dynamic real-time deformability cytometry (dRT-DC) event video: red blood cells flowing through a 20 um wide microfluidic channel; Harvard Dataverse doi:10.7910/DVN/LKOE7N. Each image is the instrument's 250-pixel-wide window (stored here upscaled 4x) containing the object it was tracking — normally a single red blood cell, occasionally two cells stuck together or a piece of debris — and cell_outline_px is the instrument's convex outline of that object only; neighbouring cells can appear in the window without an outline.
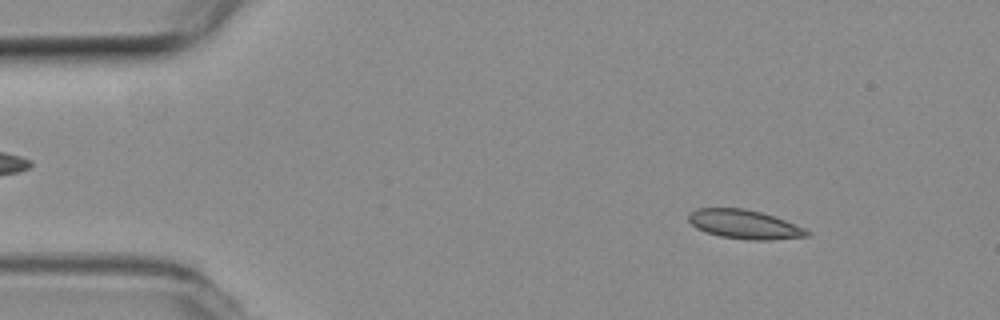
{"species": "common noctule bat (a hibernating species)", "species_latin": "Nyctalus noctula", "temperature_condition": "room temperature", "stored_images_in_passage": 53, "camera_frame_rate_fps": 3000, "um_per_image_px": 0.085, "animal": {"sex": "female", "body_mass_g": 19.3, "forearm_length_mm": 54.1}, "frame": {"image": 1, "passage_image": 6, "time_ms": 1.667, "image_size_px": [1000, 320], "cell_outline_px": [[812, 236], [768, 240], [748, 240], [720, 236], [704, 232], [696, 228], [688, 220], [688, 212], [696, 208], [744, 208], [760, 212], [784, 220], [804, 228], [812, 232]], "centroid_in_image_um": [63.26, 19.07], "position_along_channel_um": 21.7, "area_um2": 20.11}}
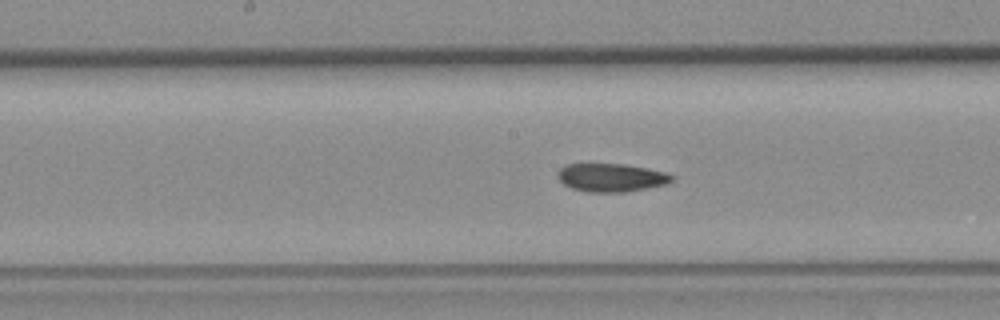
{"frame": {"image": 2, "passage_image": 26, "time_ms": 8.333, "image_size_px": [1000, 320], "cell_outline_px": [[676, 176], [668, 184], [648, 188], [624, 192], [588, 192], [572, 188], [564, 184], [556, 176], [556, 172], [560, 168], [568, 164], [624, 164], [648, 168], [668, 172]], "centroid_in_image_um": [51.99, 15.09], "position_along_channel_um": 196.2, "area_um2": 19.02}}
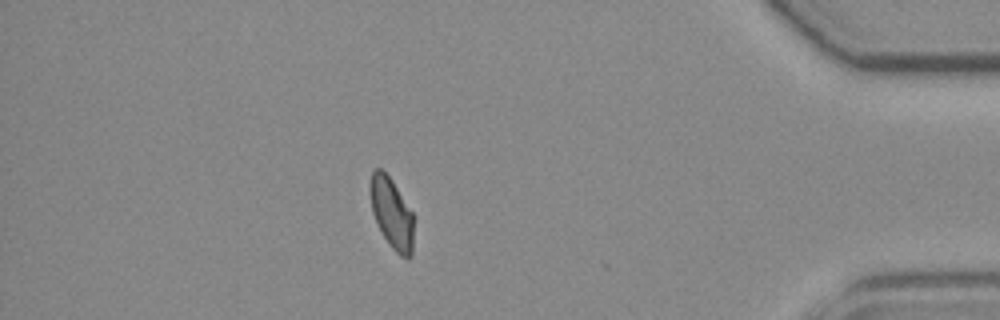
{"frame": {"image": 3, "passage_image": 46, "time_ms": 15.0, "image_size_px": [1000, 320], "cell_outline_px": [[412, 256], [408, 260], [400, 256], [392, 248], [384, 236], [372, 212], [368, 188], [372, 168], [380, 168], [392, 180], [412, 212]], "centroid_in_image_um": [33.26, 18.09], "position_along_channel_um": 401.9, "area_um2": 17.86}, "authors_computed_cell_mechanics": {"area_um2": 19.363, "velocity_mm_per_s": 3.781, "shape_relaxation_time_tau1_ms": null, "shape_relaxation_time_tau2_ms": 3.0279, "deformation_change_tau1": null, "deformation_change_tau2": 0.0783}}